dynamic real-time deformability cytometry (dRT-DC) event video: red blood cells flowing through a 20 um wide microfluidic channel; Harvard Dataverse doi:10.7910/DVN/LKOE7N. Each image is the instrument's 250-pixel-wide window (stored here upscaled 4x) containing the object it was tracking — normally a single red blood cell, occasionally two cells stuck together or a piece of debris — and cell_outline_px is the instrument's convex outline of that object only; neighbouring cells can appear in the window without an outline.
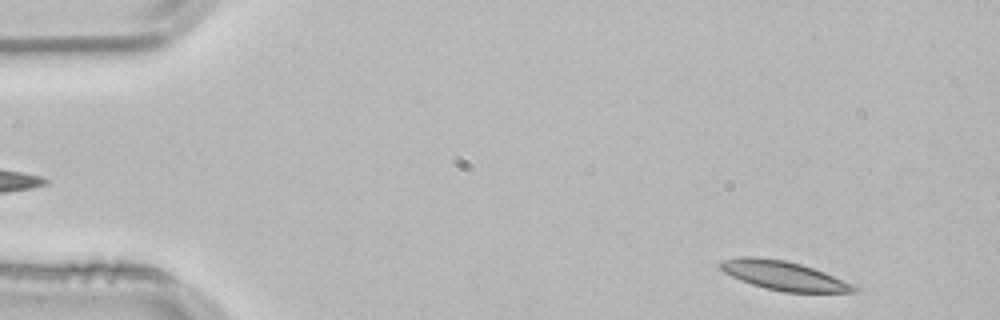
{"species": "common noctule bat (a hibernating species)", "species_latin": "Nyctalus noctula", "temperature_condition": "room temperature", "stored_images_in_passage": 15, "camera_frame_rate_fps": 3000, "um_per_image_px": 0.085, "animal": {"sex": "male", "body_mass_g": 21.5, "forearm_length_mm": 52.0}, "frame": {"image": 1, "passage_image": 2, "time_ms": 0.333, "image_size_px": [1000, 320], "cell_outline_px": [[860, 288], [856, 292], [784, 292], [764, 288], [740, 280], [724, 272], [720, 268], [720, 264], [724, 260], [740, 256], [752, 256], [784, 260], [800, 264], [824, 272]], "centroid_in_image_um": [66.6, 23.43], "position_along_channel_um": 18.4, "area_um2": 22.31}}
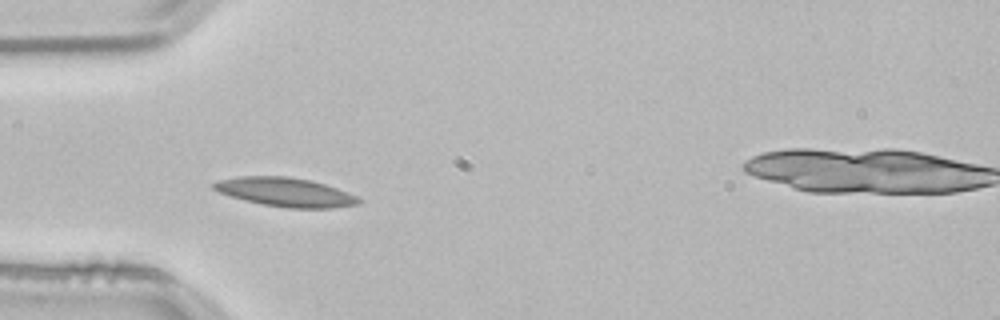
{"frame": {"image": 2, "passage_image": 13, "time_ms": 4.0, "image_size_px": [1000, 320], "cell_outline_px": [[364, 200], [360, 204], [332, 208], [288, 208], [264, 204], [244, 200], [220, 192], [212, 188], [212, 184], [220, 180], [240, 176], [288, 176], [308, 180], [324, 184], [336, 188], [356, 196]], "centroid_in_image_um": [24.29, 16.33], "position_along_channel_um": 60.7, "area_um2": 24.16}}